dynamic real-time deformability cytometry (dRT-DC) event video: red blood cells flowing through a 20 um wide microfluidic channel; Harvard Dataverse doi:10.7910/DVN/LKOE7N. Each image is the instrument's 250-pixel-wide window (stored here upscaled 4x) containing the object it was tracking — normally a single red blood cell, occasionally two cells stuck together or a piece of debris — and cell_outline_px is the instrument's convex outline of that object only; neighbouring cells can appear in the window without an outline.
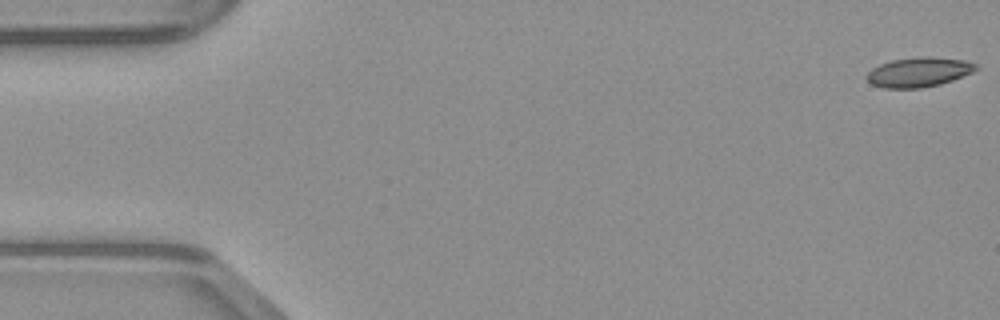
{"species": "common noctule bat (a hibernating species)", "species_latin": "Nyctalus noctula", "temperature_condition": "warm", "stored_images_in_passage": 48, "camera_frame_rate_fps": 3000, "um_per_image_px": 0.085, "animal": {"sex": "male", "body_mass_g": 23.1, "forearm_length_mm": 52.7}, "frame": {"image": 1, "passage_image": 1, "time_ms": 0.0, "image_size_px": [1000, 320], "cell_outline_px": [[980, 68], [972, 72], [952, 80], [940, 84], [920, 88], [884, 88], [872, 84], [868, 80], [868, 72], [872, 68], [880, 64], [892, 60], [920, 56], [932, 56], [964, 60], [976, 64]], "centroid_in_image_um": [78.12, 6.12], "position_along_channel_um": 6.9, "area_um2": 18.79}}
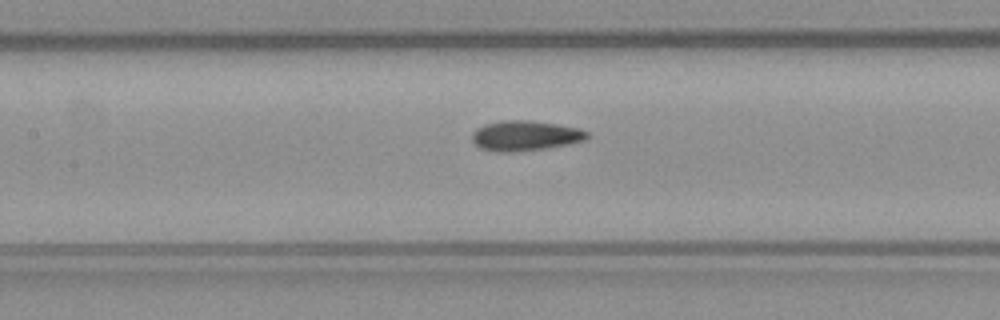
{"frame": {"image": 2, "passage_image": 22, "time_ms": 7.0, "image_size_px": [1000, 320], "cell_outline_px": [[588, 136], [584, 140], [568, 144], [544, 148], [512, 152], [496, 152], [480, 148], [472, 140], [472, 132], [476, 128], [484, 124], [504, 120], [528, 120], [556, 124], [580, 128], [588, 132]], "centroid_in_image_um": [44.61, 11.53], "position_along_channel_um": 162.8, "area_um2": 20.11}}
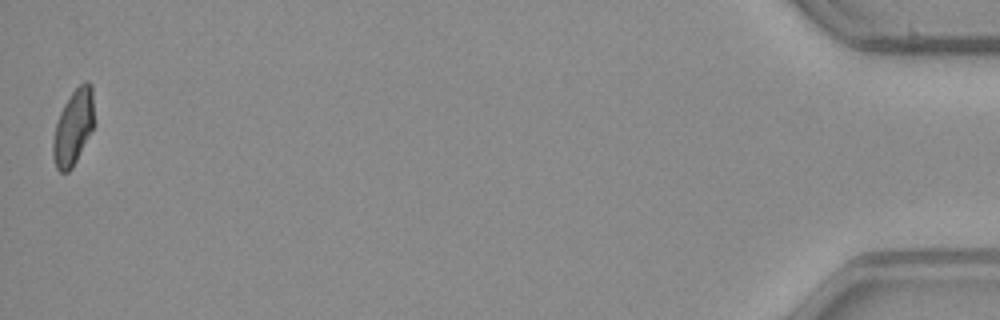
{"frame": {"image": 3, "passage_image": 48, "time_ms": 15.667, "image_size_px": [1000, 320], "cell_outline_px": [[96, 124], [72, 168], [68, 172], [60, 172], [56, 168], [52, 156], [52, 144], [56, 124], [60, 112], [64, 104], [72, 92], [84, 80], [88, 80], [92, 84]], "centroid_in_image_um": [6.27, 10.79], "position_along_channel_um": 428.9, "area_um2": 18.55}}